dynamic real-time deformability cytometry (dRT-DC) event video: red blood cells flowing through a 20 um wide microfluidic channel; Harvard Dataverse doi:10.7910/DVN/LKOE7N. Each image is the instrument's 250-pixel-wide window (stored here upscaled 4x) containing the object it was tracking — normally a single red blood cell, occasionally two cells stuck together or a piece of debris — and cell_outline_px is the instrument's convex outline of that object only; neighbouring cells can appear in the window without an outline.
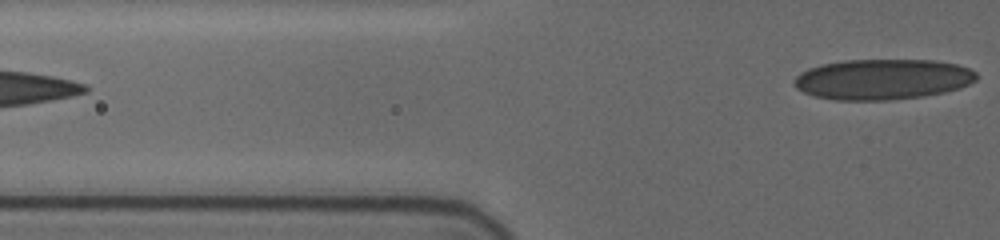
{"species": "human", "species_latin": "Homo sapiens", "temperature_condition": "cold", "stored_images_in_passage": 4, "segment_of_instrument_passage": [2, 2], "camera_frame_rate_fps": 3000, "um_per_image_px": 0.085, "donor": {"sex": "female"}, "frame": {"image": 1, "passage_image": 4, "time_ms": 3.667, "image_size_px": [1000, 240], "cell_outline_px": [[976, 80], [960, 88], [944, 92], [924, 96], [892, 100], [836, 100], [816, 96], [804, 92], [796, 88], [792, 84], [792, 80], [800, 72], [808, 68], [820, 64], [844, 60], [932, 60], [956, 64], [968, 68], [976, 72]], "centroid_in_image_um": [74.98, 6.74], "position_along_channel_um": 50.8, "area_um2": 43.23}}